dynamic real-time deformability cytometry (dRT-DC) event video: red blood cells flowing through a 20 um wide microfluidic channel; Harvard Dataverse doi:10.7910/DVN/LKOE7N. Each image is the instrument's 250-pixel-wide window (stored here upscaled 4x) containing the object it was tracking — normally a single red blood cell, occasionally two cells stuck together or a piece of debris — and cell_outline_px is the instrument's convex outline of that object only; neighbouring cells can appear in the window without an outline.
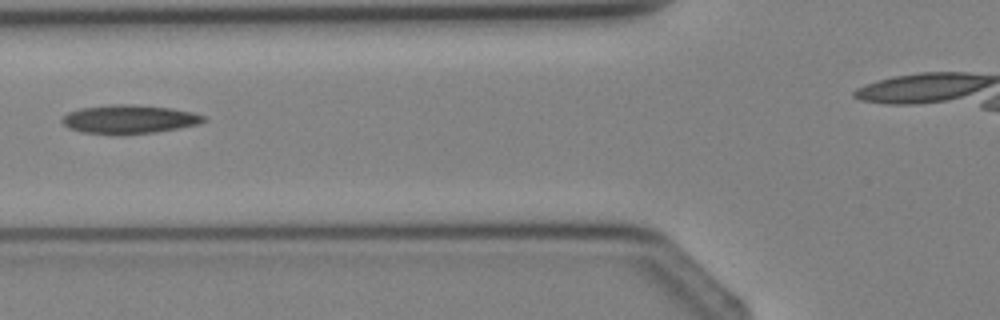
{"species": "Egyptian fruit bat (a non-hibernating species)", "species_latin": "Rousettus aegyptiacus", "temperature_condition": "cold", "stored_images_in_passage": 3, "segment_of_instrument_passage": [1, 2], "camera_frame_rate_fps": 3000, "um_per_image_px": 0.085, "animal": {"sex": "female"}, "frame": {"image": 1, "passage_image": 2, "time_ms": 1.0, "image_size_px": [1000, 320], "cell_outline_px": [[208, 120], [200, 124], [156, 132], [120, 136], [84, 132], [68, 128], [60, 120], [68, 112], [80, 108], [120, 104], [132, 104], [168, 108], [192, 112], [204, 116]], "centroid_in_image_um": [10.98, 10.16], "position_along_channel_um": 114.8, "area_um2": 23.81}}